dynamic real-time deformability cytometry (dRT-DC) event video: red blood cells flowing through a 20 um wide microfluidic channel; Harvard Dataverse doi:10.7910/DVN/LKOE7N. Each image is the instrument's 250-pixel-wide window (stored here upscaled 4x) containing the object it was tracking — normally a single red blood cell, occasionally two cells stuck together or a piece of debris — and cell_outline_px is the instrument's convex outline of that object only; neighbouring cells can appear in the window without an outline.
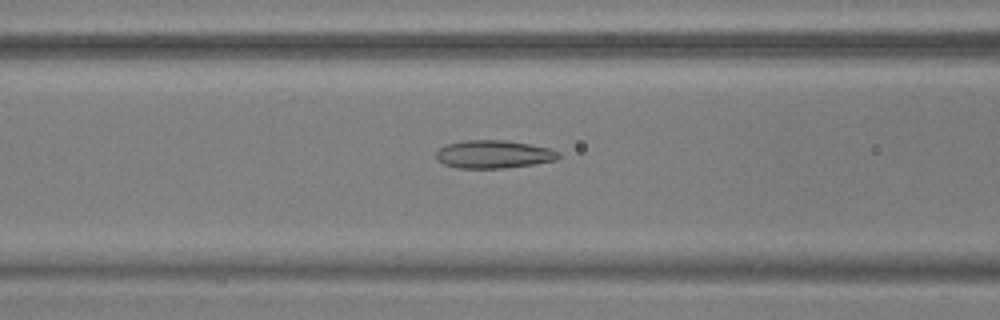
{"species": "common noctule bat (a hibernating species)", "species_latin": "Nyctalus noctula", "temperature_condition": "warm", "stored_images_in_passage": 55, "camera_frame_rate_fps": 3000, "um_per_image_px": 0.085, "animal": {"sex": "male", "body_mass_g": 17.9, "forearm_length_mm": 54.2}, "frame": {"image": 1, "passage_image": 23, "time_ms": 7.333, "image_size_px": [1000, 320], "cell_outline_px": [[560, 156], [556, 160], [536, 164], [504, 168], [456, 168], [444, 164], [436, 156], [436, 152], [440, 148], [448, 144], [464, 140], [508, 140], [548, 148], [560, 152]], "centroid_in_image_um": [41.98, 13.11], "position_along_channel_um": 124.6, "area_um2": 19.94}}
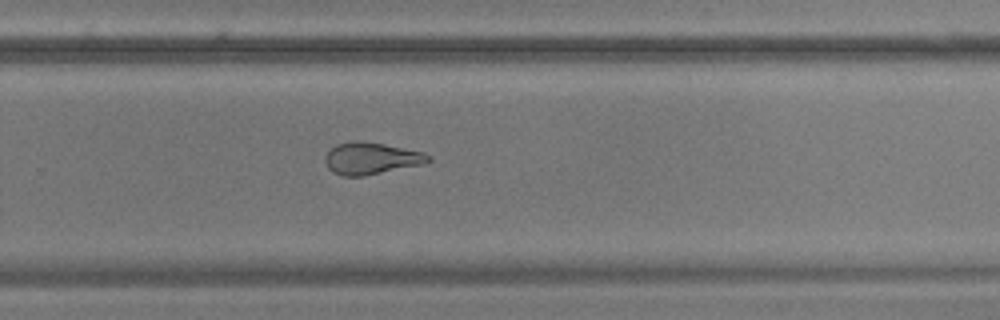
{"frame": {"image": 2, "passage_image": 37, "time_ms": 12.0, "image_size_px": [1000, 320], "cell_outline_px": [[432, 160], [424, 164], [364, 176], [344, 176], [332, 172], [328, 168], [324, 160], [324, 156], [336, 144], [352, 140], [356, 140], [384, 144], [424, 152], [432, 156]], "centroid_in_image_um": [31.56, 13.46], "position_along_channel_um": 298.2, "area_um2": 19.36}}
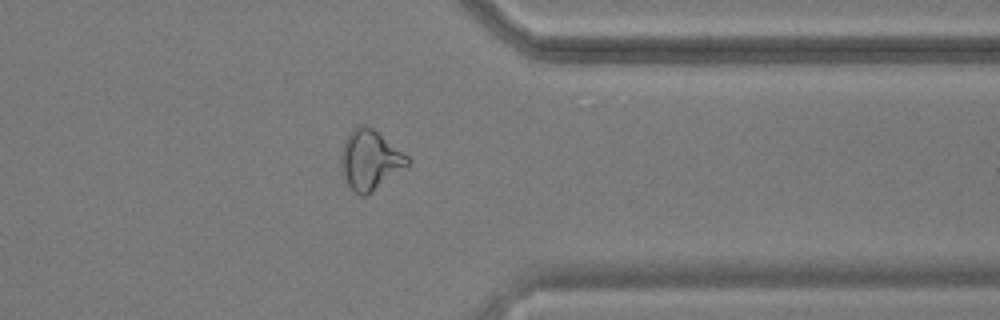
{"frame": {"image": 3, "passage_image": 44, "time_ms": 14.333, "image_size_px": [1000, 320], "cell_outline_px": [[412, 160], [408, 164], [372, 192], [364, 196], [360, 196], [344, 180], [340, 160], [340, 156], [344, 140], [352, 128], [356, 124], [364, 124], [372, 128], [408, 156]], "centroid_in_image_um": [31.41, 13.57], "position_along_channel_um": 380.0, "area_um2": 22.89}, "authors_computed_cell_mechanics": {"area_um2": 21.5016, "velocity_mm_per_s": 3.724, "shape_relaxation_time_tau1_ms": null, "shape_relaxation_time_tau2_ms": 2.1365, "deformation_change_tau1": null, "deformation_change_tau2": 0.0863}}